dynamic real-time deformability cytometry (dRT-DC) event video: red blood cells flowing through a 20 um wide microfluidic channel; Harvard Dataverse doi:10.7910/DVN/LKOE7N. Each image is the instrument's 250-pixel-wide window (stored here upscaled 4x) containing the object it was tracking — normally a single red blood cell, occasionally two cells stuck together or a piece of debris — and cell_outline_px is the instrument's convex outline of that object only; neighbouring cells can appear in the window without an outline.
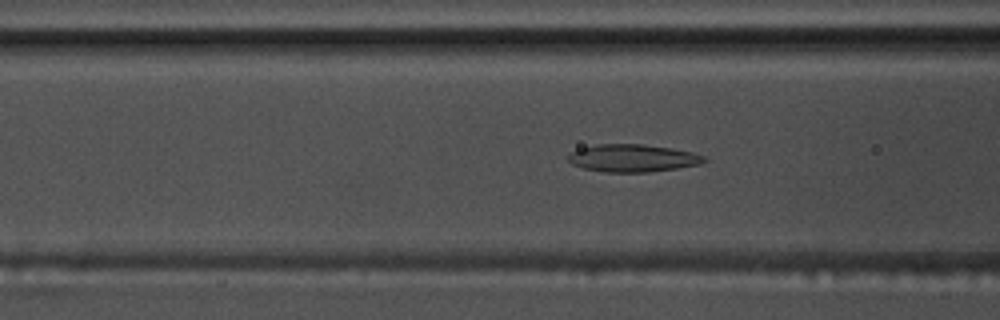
{"species": "common noctule bat (a hibernating species)", "species_latin": "Nyctalus noctula", "temperature_condition": "warm", "stored_images_in_passage": 41, "camera_frame_rate_fps": 3000, "um_per_image_px": 0.085, "animal": {"sex": "male", "body_mass_g": 17.5, "forearm_length_mm": 52.3}, "frame": {"image": 1, "passage_image": 7, "time_ms": 2.0, "image_size_px": [1000, 320], "cell_outline_px": [[708, 160], [700, 164], [676, 168], [648, 172], [604, 172], [584, 168], [572, 164], [568, 160], [568, 156], [572, 152], [580, 148], [596, 144], [644, 144], [672, 148], [692, 152], [704, 156]], "centroid_in_image_um": [53.79, 13.43], "position_along_channel_um": 112.8, "area_um2": 21.79}}
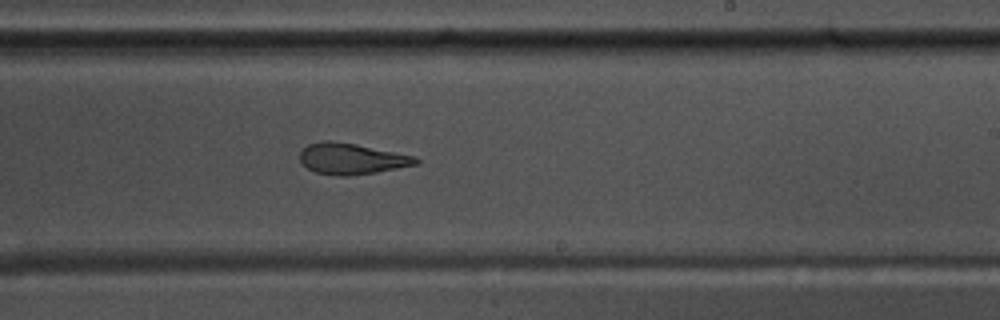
{"frame": {"image": 2, "passage_image": 19, "time_ms": 6.0, "image_size_px": [1000, 320], "cell_outline_px": [[420, 164], [376, 172], [348, 176], [340, 176], [316, 172], [308, 168], [300, 160], [300, 152], [308, 144], [324, 140], [332, 140], [356, 144], [416, 156], [420, 160]], "centroid_in_image_um": [29.92, 13.49], "position_along_channel_um": 259.1, "area_um2": 20.98}}
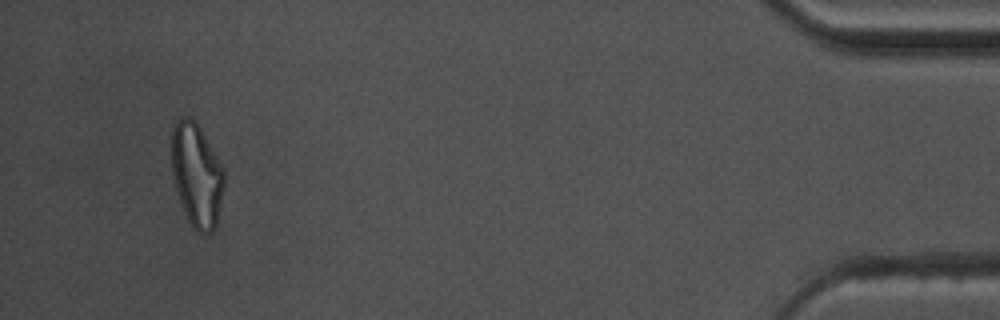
{"frame": {"image": 3, "passage_image": 38, "time_ms": 12.333, "image_size_px": [1000, 320], "cell_outline_px": [[224, 188], [216, 228], [208, 232], [196, 232], [192, 228], [184, 212], [176, 188], [172, 172], [172, 124], [180, 116], [188, 116], [200, 128], [216, 156], [224, 172]], "centroid_in_image_um": [16.71, 14.89], "position_along_channel_um": 418.5, "area_um2": 31.44}, "authors_computed_cell_mechanics": {"area_um2": 22.4264, "velocity_mm_per_s": 3.6765, "shape_relaxation_time_tau1_ms": null, "shape_relaxation_time_tau2_ms": 2.1868, "deformation_change_tau1": null, "deformation_change_tau2": 0.1008}}